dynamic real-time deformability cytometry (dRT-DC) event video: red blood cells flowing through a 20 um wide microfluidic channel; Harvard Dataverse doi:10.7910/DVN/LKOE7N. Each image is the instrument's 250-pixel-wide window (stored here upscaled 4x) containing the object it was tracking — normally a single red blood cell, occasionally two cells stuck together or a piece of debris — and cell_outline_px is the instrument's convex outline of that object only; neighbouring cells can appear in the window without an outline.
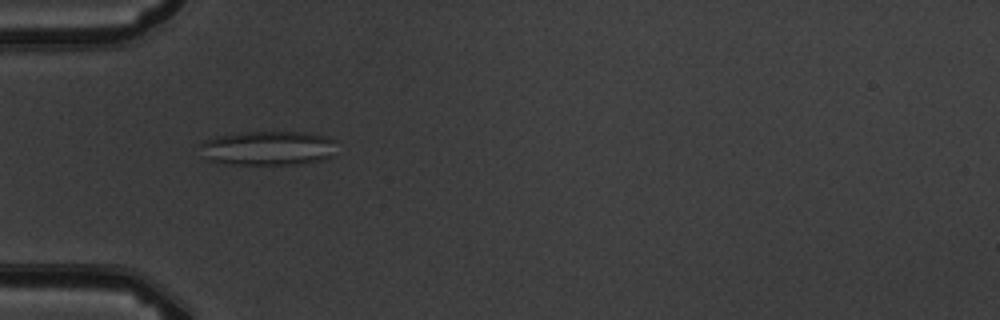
{"species": "common noctule bat (a hibernating species)", "species_latin": "Nyctalus noctula", "temperature_condition": "warm", "stored_images_in_passage": 2, "camera_frame_rate_fps": 3000, "um_per_image_px": 0.085, "animal": {"sex": "male", "body_mass_g": 19.5, "forearm_length_mm": 54.6}, "frame": {"image": 1, "passage_image": 1, "time_ms": 0.0, "image_size_px": [1000, 320], "cell_outline_px": [[336, 156], [324, 160], [300, 164], [224, 164], [208, 160], [200, 144], [204, 140], [216, 136], [244, 132], [308, 132], [328, 136], [336, 140]], "centroid_in_image_um": [22.89, 12.59], "position_along_channel_um": 62.1, "area_um2": 27.8}}
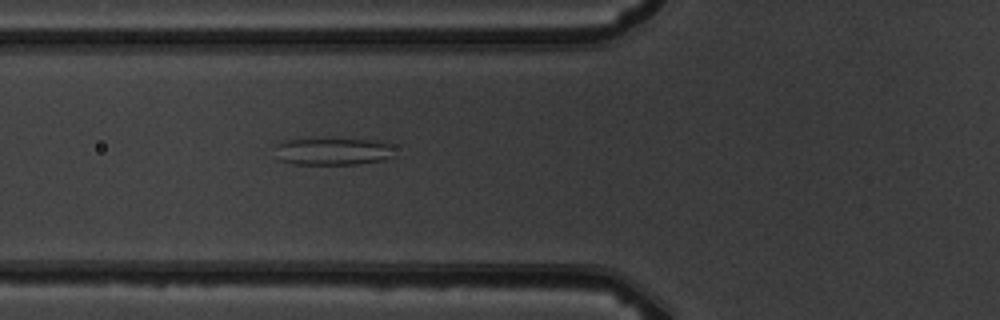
{"frame": {"image": 2, "passage_image": 2, "time_ms": 1.0, "image_size_px": [1000, 320], "cell_outline_px": [[392, 156], [384, 160], [356, 164], [292, 164], [280, 160], [276, 144], [284, 140], [380, 140], [388, 144]], "centroid_in_image_um": [28.28, 12.89], "position_along_channel_um": 97.5, "area_um2": 18.32}}